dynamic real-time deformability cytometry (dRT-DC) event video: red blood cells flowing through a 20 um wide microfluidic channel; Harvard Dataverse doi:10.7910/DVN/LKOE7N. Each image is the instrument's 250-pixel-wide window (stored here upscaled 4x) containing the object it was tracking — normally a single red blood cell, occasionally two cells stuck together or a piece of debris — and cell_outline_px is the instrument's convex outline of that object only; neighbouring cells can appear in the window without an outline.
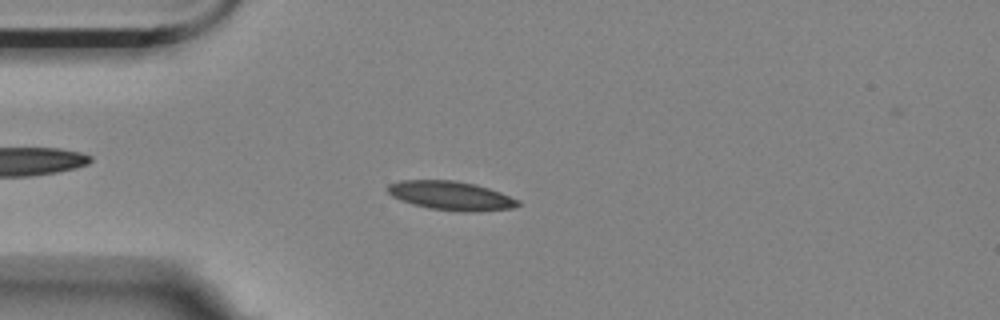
{"species": "Egyptian fruit bat (a non-hibernating species)", "species_latin": "Rousettus aegyptiacus", "temperature_condition": "room temperature", "stored_images_in_passage": 53, "camera_frame_rate_fps": 3000, "um_per_image_px": 0.085, "animal": {"sex": "female"}, "frame": {"image": 1, "passage_image": 11, "time_ms": 3.333, "image_size_px": [1000, 320], "cell_outline_px": [[520, 204], [512, 208], [476, 212], [460, 212], [428, 208], [412, 204], [400, 200], [392, 196], [388, 192], [388, 184], [400, 180], [456, 180], [476, 184], [500, 192], [520, 200]], "centroid_in_image_um": [38.33, 16.63], "position_along_channel_um": 46.7, "area_um2": 22.14}}
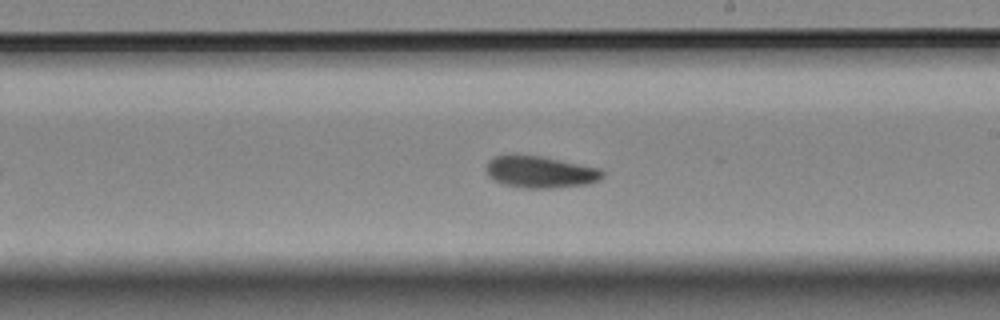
{"frame": {"image": 2, "passage_image": 29, "time_ms": 9.333, "image_size_px": [1000, 320], "cell_outline_px": [[604, 176], [600, 180], [588, 184], [552, 188], [524, 188], [504, 184], [492, 180], [488, 176], [488, 160], [496, 156], [540, 156], [604, 168]], "centroid_in_image_um": [46.01, 14.63], "position_along_channel_um": 243.0, "area_um2": 21.5}}
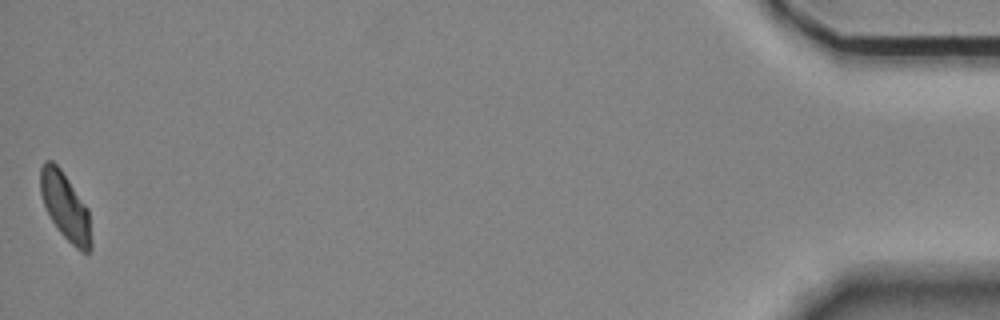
{"frame": {"image": 3, "passage_image": 53, "time_ms": 17.333, "image_size_px": [1000, 320], "cell_outline_px": [[92, 248], [88, 252], [80, 252], [60, 232], [52, 220], [44, 204], [40, 192], [40, 168], [44, 160], [52, 160], [60, 168], [88, 208], [92, 240]], "centroid_in_image_um": [5.56, 17.55], "position_along_channel_um": 429.6, "area_um2": 19.83}, "authors_computed_cell_mechanics": {"area_um2": 20.9814, "velocity_mm_per_s": 3.4994, "shape_relaxation_time_tau1_ms": 5.9702, "shape_relaxation_time_tau2_ms": null, "deformation_change_tau1": 0.1162, "deformation_change_tau2": null}}